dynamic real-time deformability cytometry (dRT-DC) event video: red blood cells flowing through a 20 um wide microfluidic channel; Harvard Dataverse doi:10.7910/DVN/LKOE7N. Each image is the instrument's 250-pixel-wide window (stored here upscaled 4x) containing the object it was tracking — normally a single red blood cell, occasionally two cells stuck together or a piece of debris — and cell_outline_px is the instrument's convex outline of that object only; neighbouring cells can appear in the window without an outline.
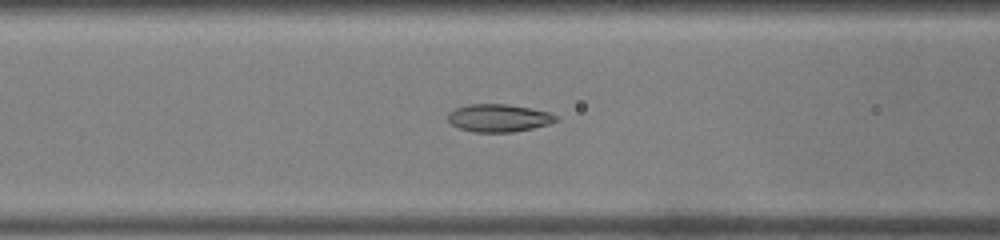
{"species": "common noctule bat (a hibernating species)", "species_latin": "Nyctalus noctula", "temperature_condition": "warm", "stored_images_in_passage": 27, "camera_frame_rate_fps": 3000, "um_per_image_px": 0.085, "animal": {"sex": "male", "body_mass_g": 19.0, "forearm_length_mm": 50.8}, "frame": {"image": 1, "passage_image": 7, "time_ms": 2.0, "image_size_px": [1000, 240], "cell_outline_px": [[560, 120], [548, 124], [532, 128], [512, 132], [472, 132], [460, 128], [452, 124], [448, 120], [448, 112], [456, 108], [468, 104], [508, 104], [548, 112], [560, 116]], "centroid_in_image_um": [42.4, 10.03], "position_along_channel_um": 124.2, "area_um2": 17.46}}
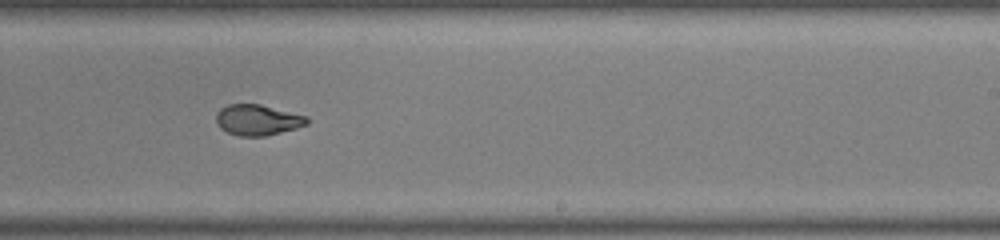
{"frame": {"image": 2, "passage_image": 17, "time_ms": 5.333, "image_size_px": [1000, 240], "cell_outline_px": [[308, 124], [296, 128], [264, 136], [240, 136], [228, 132], [220, 128], [216, 120], [216, 112], [220, 108], [228, 104], [260, 104], [308, 116]], "centroid_in_image_um": [21.89, 10.18], "position_along_channel_um": 267.1, "area_um2": 16.24}}
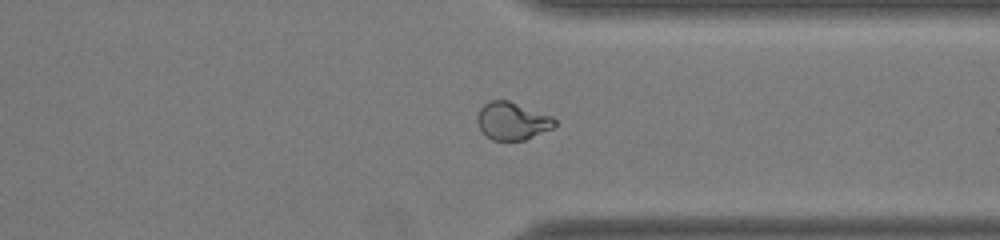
{"frame": {"image": 3, "passage_image": 24, "time_ms": 7.667, "image_size_px": [1000, 240], "cell_outline_px": [[556, 124], [552, 128], [524, 140], [492, 140], [480, 128], [476, 120], [476, 116], [480, 108], [484, 104], [492, 100], [508, 100], [552, 116], [556, 120]], "centroid_in_image_um": [43.53, 10.27], "position_along_channel_um": 367.9, "area_um2": 16.82}}